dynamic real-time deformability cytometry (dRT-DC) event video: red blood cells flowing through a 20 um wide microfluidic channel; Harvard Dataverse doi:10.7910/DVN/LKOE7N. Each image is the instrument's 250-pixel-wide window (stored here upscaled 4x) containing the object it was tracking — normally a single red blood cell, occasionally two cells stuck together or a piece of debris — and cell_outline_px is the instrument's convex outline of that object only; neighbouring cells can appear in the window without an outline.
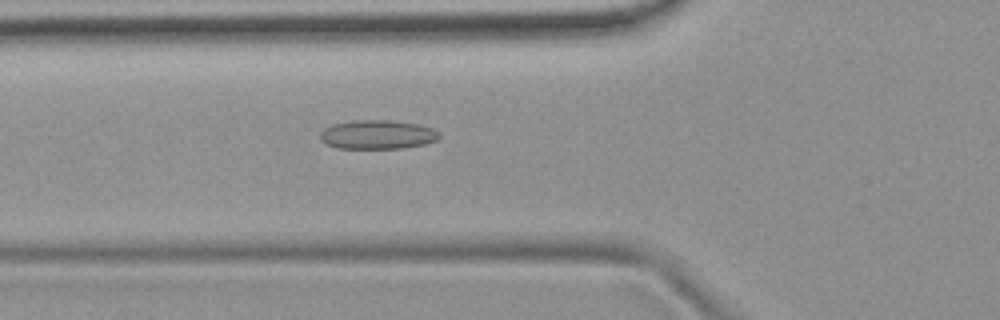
{"species": "common noctule bat (a hibernating species)", "species_latin": "Nyctalus noctula", "temperature_condition": "room temperature", "stored_images_in_passage": 44, "camera_frame_rate_fps": 3000, "um_per_image_px": 0.085, "animal": {"sex": "female", "body_mass_g": 19.9}, "frame": {"image": 1, "passage_image": 11, "time_ms": 3.333, "image_size_px": [1000, 320], "cell_outline_px": [[440, 136], [436, 140], [424, 144], [404, 148], [336, 148], [320, 140], [320, 132], [324, 128], [332, 124], [352, 120], [388, 120], [416, 124], [432, 128], [440, 132]], "centroid_in_image_um": [32.06, 11.44], "position_along_channel_um": 93.7, "area_um2": 20.11}}
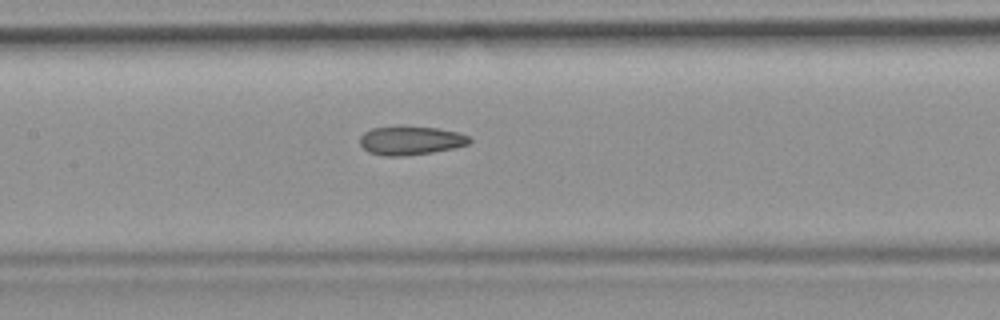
{"frame": {"image": 2, "passage_image": 17, "time_ms": 5.333, "image_size_px": [1000, 320], "cell_outline_px": [[472, 140], [468, 144], [452, 148], [432, 152], [400, 156], [384, 156], [368, 152], [360, 144], [360, 136], [364, 132], [372, 128], [400, 124], [436, 128], [460, 132], [468, 136]], "centroid_in_image_um": [34.87, 11.91], "position_along_channel_um": 172.5, "area_um2": 18.73}}
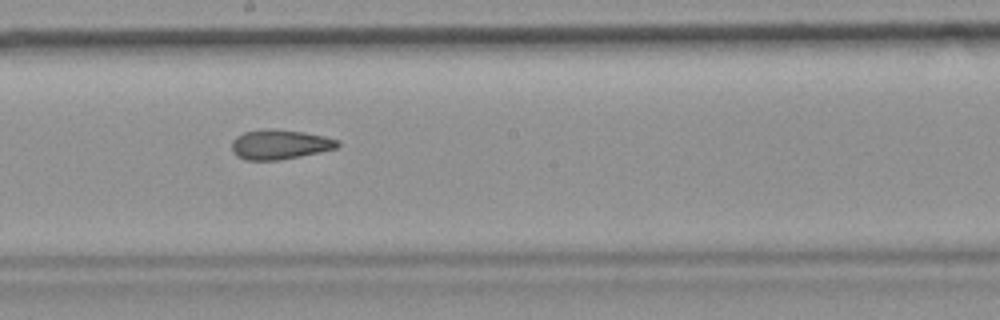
{"frame": {"image": 3, "passage_image": 21, "time_ms": 6.667, "image_size_px": [1000, 320], "cell_outline_px": [[340, 144], [336, 148], [300, 156], [280, 160], [244, 160], [236, 156], [232, 152], [232, 140], [236, 136], [244, 132], [264, 128], [268, 128], [304, 132], [324, 136], [336, 140]], "centroid_in_image_um": [23.72, 12.28], "position_along_channel_um": 224.5, "area_um2": 18.32}, "authors_computed_cell_mechanics": {"area_um2": 18.7561, "velocity_mm_per_s": 3.9139, "shape_relaxation_time_tau1_ms": null, "shape_relaxation_time_tau2_ms": 2.9323, "deformation_change_tau1": null, "deformation_change_tau2": 0.1116}}